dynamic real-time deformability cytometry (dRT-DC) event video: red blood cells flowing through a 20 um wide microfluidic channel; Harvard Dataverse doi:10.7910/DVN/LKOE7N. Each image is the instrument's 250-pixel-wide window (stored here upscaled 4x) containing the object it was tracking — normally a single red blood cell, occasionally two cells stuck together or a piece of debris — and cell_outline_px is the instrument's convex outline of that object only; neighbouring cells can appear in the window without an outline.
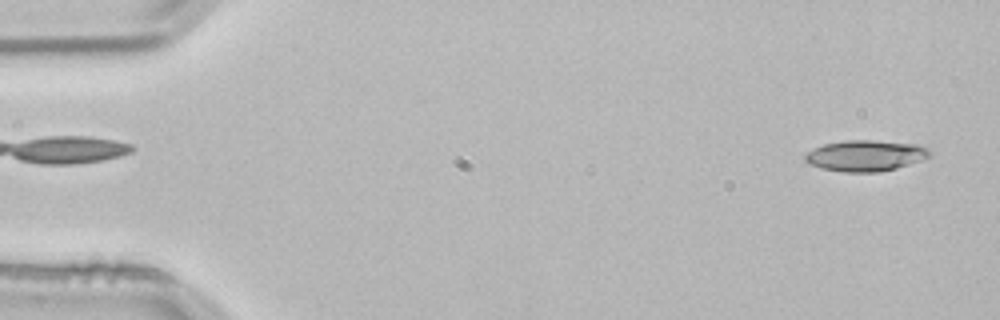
{"species": "common noctule bat (a hibernating species)", "species_latin": "Nyctalus noctula", "temperature_condition": "room temperature", "stored_images_in_passage": 52, "camera_frame_rate_fps": 3000, "um_per_image_px": 0.085, "animal": {"sex": "male", "body_mass_g": 21.5, "forearm_length_mm": 52.0}, "frame": {"image": 1, "passage_image": 2, "time_ms": 0.333, "image_size_px": [1000, 320], "cell_outline_px": [[932, 152], [924, 160], [896, 168], [876, 172], [844, 172], [820, 168], [808, 164], [804, 160], [804, 156], [808, 152], [824, 144], [844, 140], [872, 140], [916, 144], [928, 148]], "centroid_in_image_um": [73.57, 13.23], "position_along_channel_um": 11.4, "area_um2": 22.54}}
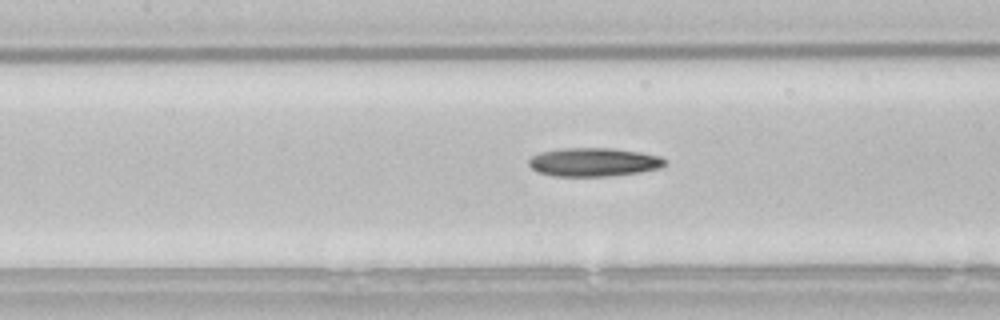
{"frame": {"image": 2, "passage_image": 23, "time_ms": 7.333, "image_size_px": [1000, 320], "cell_outline_px": [[668, 164], [660, 168], [640, 172], [612, 176], [552, 176], [536, 172], [528, 164], [528, 160], [532, 156], [540, 152], [564, 148], [612, 148], [640, 152], [660, 156], [668, 160]], "centroid_in_image_um": [50.49, 13.78], "position_along_channel_um": 156.9, "area_um2": 22.95}}
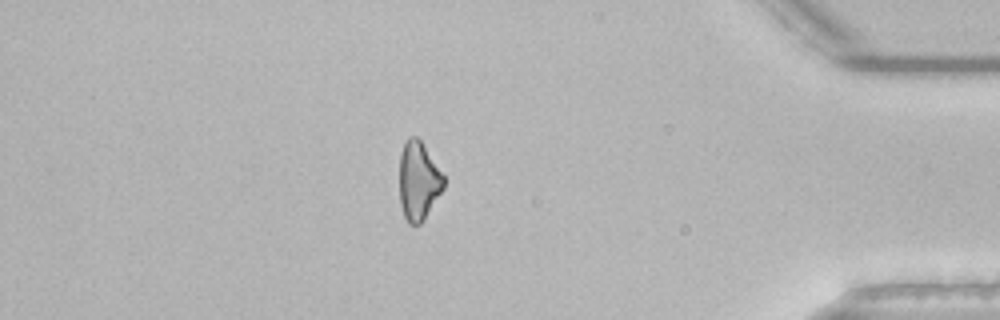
{"frame": {"image": 3, "passage_image": 45, "time_ms": 14.667, "image_size_px": [1000, 320], "cell_outline_px": [[444, 188], [424, 220], [420, 224], [408, 224], [404, 216], [400, 204], [400, 152], [408, 136], [416, 136], [420, 140], [444, 176]], "centroid_in_image_um": [35.56, 15.4], "position_along_channel_um": 399.6, "area_um2": 20.17}}